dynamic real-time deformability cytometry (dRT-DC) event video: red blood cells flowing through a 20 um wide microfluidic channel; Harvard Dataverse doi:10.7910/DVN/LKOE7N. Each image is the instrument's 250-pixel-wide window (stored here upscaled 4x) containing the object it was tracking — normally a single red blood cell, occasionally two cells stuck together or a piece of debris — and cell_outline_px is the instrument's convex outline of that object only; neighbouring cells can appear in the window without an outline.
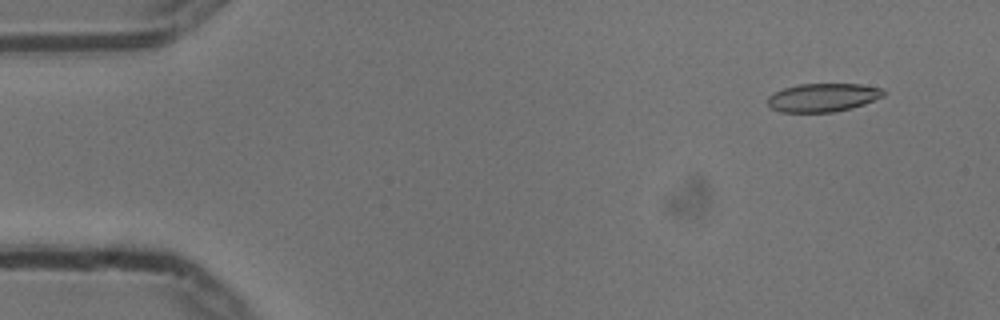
{"species": "common noctule bat (a hibernating species)", "species_latin": "Nyctalus noctula", "temperature_condition": "cold", "stored_images_in_passage": 14, "camera_frame_rate_fps": 3000, "um_per_image_px": 0.085, "animal": {"sex": "male", "body_mass_g": 13.3}, "frame": {"image": 1, "passage_image": 5, "time_ms": 1.333, "image_size_px": [1000, 320], "cell_outline_px": [[884, 96], [864, 104], [852, 108], [832, 112], [780, 112], [772, 108], [768, 104], [768, 96], [784, 88], [800, 84], [860, 84], [884, 88]], "centroid_in_image_um": [69.97, 8.29], "position_along_channel_um": 15.0, "area_um2": 19.13}}